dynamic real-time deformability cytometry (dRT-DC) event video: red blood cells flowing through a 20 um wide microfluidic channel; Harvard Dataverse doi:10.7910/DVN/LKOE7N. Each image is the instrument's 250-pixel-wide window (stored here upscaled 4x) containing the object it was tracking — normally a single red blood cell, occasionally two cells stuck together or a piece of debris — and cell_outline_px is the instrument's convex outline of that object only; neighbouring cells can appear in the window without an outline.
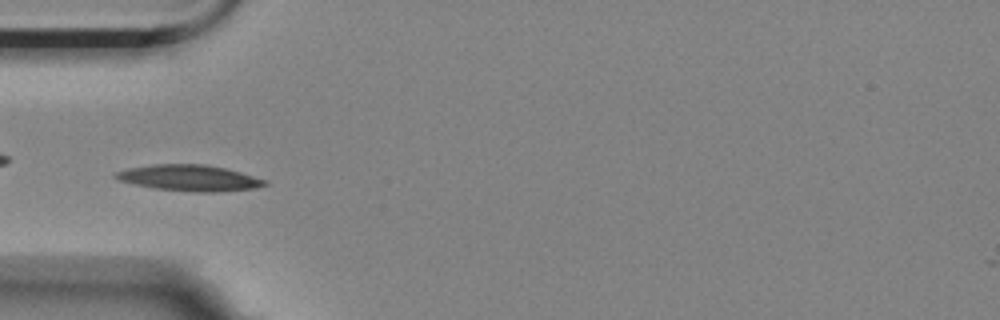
{"species": "Egyptian fruit bat (a non-hibernating species)", "species_latin": "Rousettus aegyptiacus", "temperature_condition": "room temperature", "stored_images_in_passage": 9, "camera_frame_rate_fps": 3000, "um_per_image_px": 0.085, "animal": {"sex": "female"}, "frame": {"image": 1, "passage_image": 4, "time_ms": 1.0, "image_size_px": [1000, 320], "cell_outline_px": [[268, 184], [252, 188], [216, 192], [192, 192], [152, 188], [132, 184], [120, 180], [112, 176], [116, 172], [128, 168], [152, 164], [204, 164], [224, 168], [240, 172], [268, 180]], "centroid_in_image_um": [16.06, 15.12], "position_along_channel_um": 68.9, "area_um2": 22.66}}
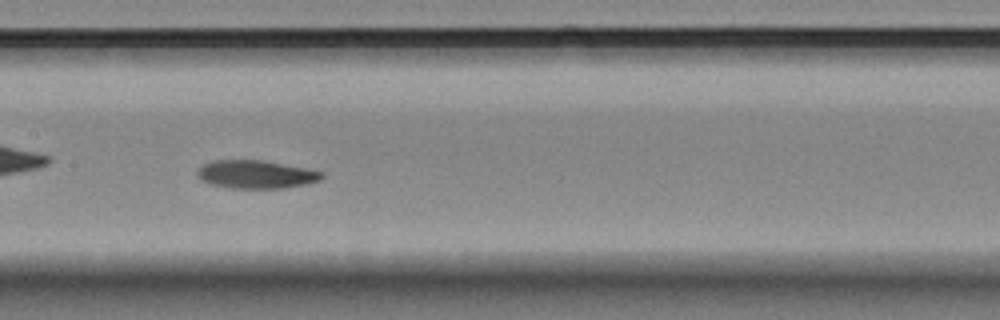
{"frame": {"image": 2, "passage_image": 7, "time_ms": 2.0, "image_size_px": [1000, 320], "cell_outline_px": [[324, 176], [320, 180], [304, 184], [284, 188], [228, 188], [212, 184], [200, 180], [196, 176], [196, 172], [204, 164], [212, 160], [264, 160], [324, 172]], "centroid_in_image_um": [21.73, 14.82], "position_along_channel_um": 185.7, "area_um2": 20.4}}
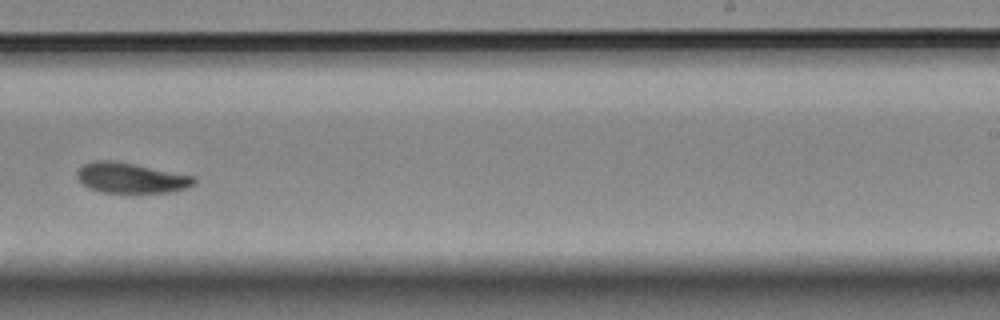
{"frame": {"image": 3, "passage_image": 9, "time_ms": 2.667, "image_size_px": [1000, 320], "cell_outline_px": [[196, 180], [192, 184], [176, 192], [100, 192], [88, 188], [76, 176], [76, 172], [84, 164], [96, 160], [108, 160], [132, 164], [192, 176]], "centroid_in_image_um": [11.07, 15.13], "position_along_channel_um": 277.9, "area_um2": 20.11}}